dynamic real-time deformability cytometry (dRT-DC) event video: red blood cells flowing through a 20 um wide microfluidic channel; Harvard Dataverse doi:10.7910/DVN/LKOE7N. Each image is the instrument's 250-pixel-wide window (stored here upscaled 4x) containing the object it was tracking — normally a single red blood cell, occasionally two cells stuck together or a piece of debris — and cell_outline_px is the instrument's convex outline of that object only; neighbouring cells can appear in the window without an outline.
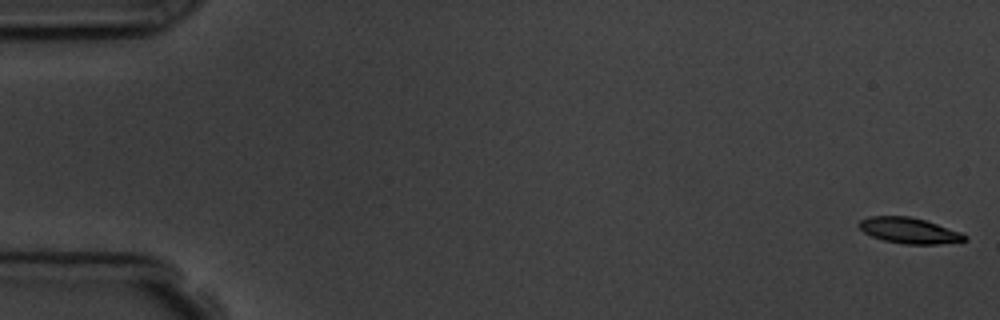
{"species": "common noctule bat (a hibernating species)", "species_latin": "Nyctalus noctula", "temperature_condition": "room temperature", "stored_images_in_passage": 6, "camera_frame_rate_fps": 3000, "um_per_image_px": 0.085, "animal": {"sex": "male", "body_mass_g": 19.5, "forearm_length_mm": 54.6}, "frame": {"image": 1, "passage_image": 1, "time_ms": 0.0, "image_size_px": [1000, 320], "cell_outline_px": [[968, 240], [940, 244], [904, 244], [884, 240], [872, 236], [864, 232], [856, 224], [860, 220], [868, 216], [908, 216], [924, 220], [960, 232], [968, 236]], "centroid_in_image_um": [77.26, 19.59], "position_along_channel_um": 7.7, "area_um2": 15.78}}
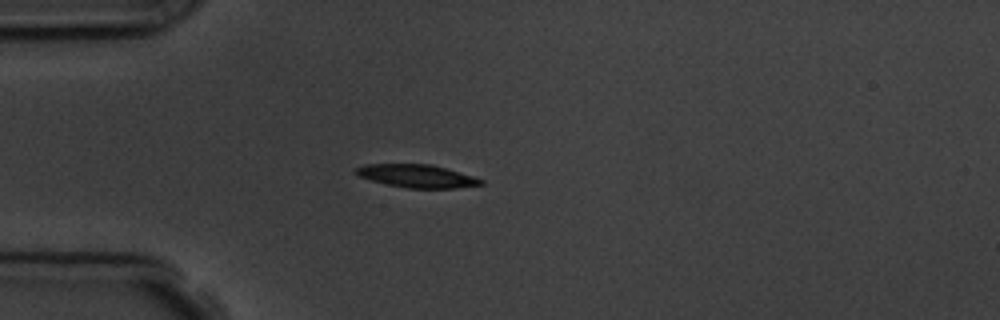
{"frame": {"image": 2, "passage_image": 5, "time_ms": 4.667, "image_size_px": [1000, 320], "cell_outline_px": [[484, 184], [456, 188], [408, 188], [388, 184], [372, 180], [360, 176], [352, 172], [356, 168], [364, 164], [432, 164], [472, 176], [484, 180]], "centroid_in_image_um": [35.43, 14.96], "position_along_channel_um": 49.6, "area_um2": 16.59}}